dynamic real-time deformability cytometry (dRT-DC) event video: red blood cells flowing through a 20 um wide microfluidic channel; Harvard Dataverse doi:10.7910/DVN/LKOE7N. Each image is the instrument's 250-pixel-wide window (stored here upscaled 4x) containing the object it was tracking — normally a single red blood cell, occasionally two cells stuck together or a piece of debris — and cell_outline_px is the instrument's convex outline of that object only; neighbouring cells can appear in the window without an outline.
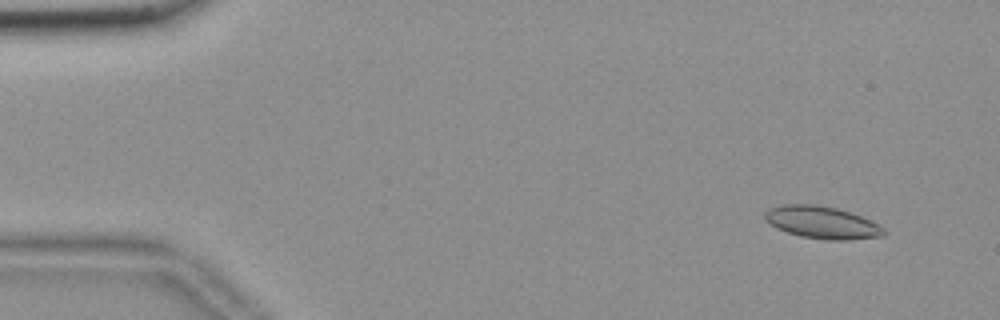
{"species": "common noctule bat (a hibernating species)", "species_latin": "Nyctalus noctula", "temperature_condition": "room temperature", "stored_images_in_passage": 56, "camera_frame_rate_fps": 3000, "um_per_image_px": 0.085, "animal": {"sex": "female", "body_mass_g": 18.4}, "frame": {"image": 1, "passage_image": 5, "time_ms": 1.333, "image_size_px": [1000, 320], "cell_outline_px": [[884, 232], [880, 236], [848, 240], [828, 240], [800, 236], [776, 228], [764, 216], [764, 212], [768, 208], [780, 204], [816, 204], [836, 208], [860, 216], [884, 228]], "centroid_in_image_um": [69.81, 18.9], "position_along_channel_um": 15.2, "area_um2": 22.08}}
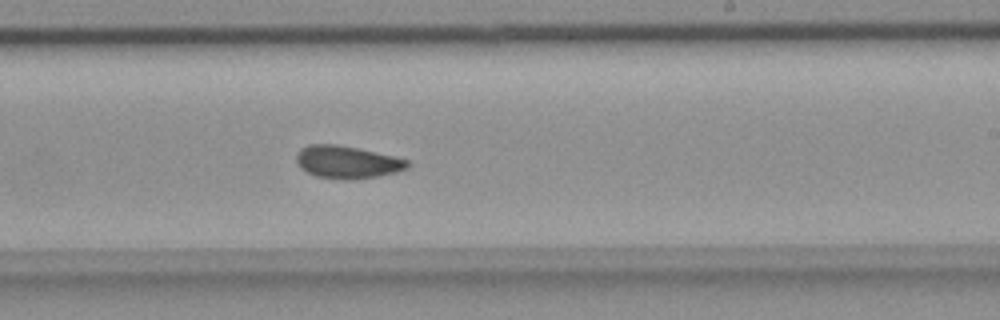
{"frame": {"image": 2, "passage_image": 34, "time_ms": 11.0, "image_size_px": [1000, 320], "cell_outline_px": [[412, 164], [408, 168], [396, 172], [376, 176], [344, 180], [316, 176], [300, 168], [296, 160], [296, 156], [300, 148], [308, 144], [336, 144], [356, 148], [392, 156], [408, 160]], "centroid_in_image_um": [29.48, 13.77], "position_along_channel_um": 259.5, "area_um2": 20.92}}
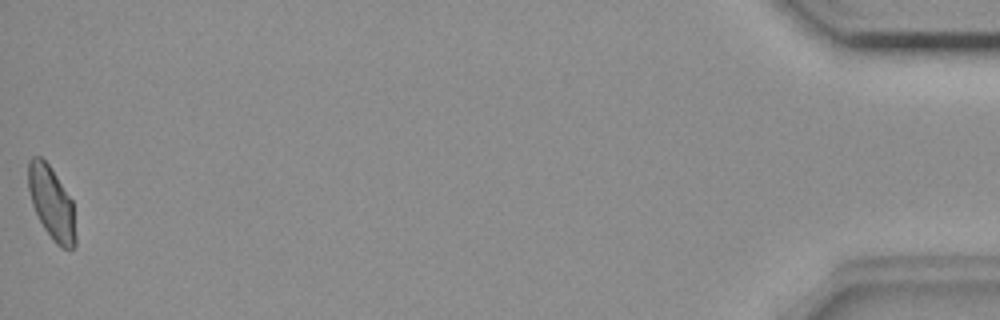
{"frame": {"image": 3, "passage_image": 56, "time_ms": 18.333, "image_size_px": [1000, 320], "cell_outline_px": [[76, 244], [72, 248], [60, 248], [56, 244], [44, 228], [32, 204], [28, 188], [28, 160], [32, 156], [40, 156], [48, 164], [72, 200], [76, 236]], "centroid_in_image_um": [4.38, 17.26], "position_along_channel_um": 430.8, "area_um2": 19.88}, "authors_computed_cell_mechanics": {"area_um2": 21.0103, "velocity_mm_per_s": 3.6683, "shape_relaxation_time_tau1_ms": 9.2785, "shape_relaxation_time_tau2_ms": 2.4004, "deformation_change_tau1": 0.1269, "deformation_change_tau2": 0.072}}